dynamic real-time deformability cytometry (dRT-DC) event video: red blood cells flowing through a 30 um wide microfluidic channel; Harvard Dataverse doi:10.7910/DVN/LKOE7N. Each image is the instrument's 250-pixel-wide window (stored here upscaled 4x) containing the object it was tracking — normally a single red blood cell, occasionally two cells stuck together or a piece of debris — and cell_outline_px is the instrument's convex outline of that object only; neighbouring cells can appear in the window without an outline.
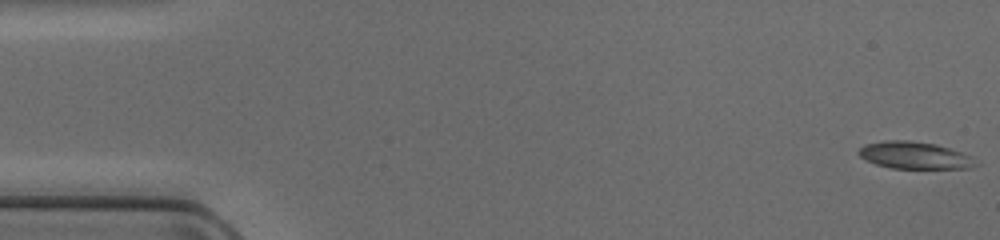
{"species": "common noctule bat (a hibernating species)", "species_latin": "Nyctalus noctula", "temperature_condition": "cold", "stored_images_in_passage": 48, "camera_frame_rate_fps": 3000, "um_per_image_px": 0.085, "animal": {"sex": "female", "body_mass_g": 17.0, "forearm_length_mm": 48.0}, "frame": {"image": 1, "passage_image": 1, "time_ms": 0.0, "image_size_px": [1000, 240], "cell_outline_px": [[980, 164], [968, 168], [892, 168], [876, 164], [860, 156], [856, 152], [864, 144], [884, 140], [908, 140], [936, 144], [972, 156]], "centroid_in_image_um": [77.74, 13.19], "position_along_channel_um": 7.3, "area_um2": 18.44}}
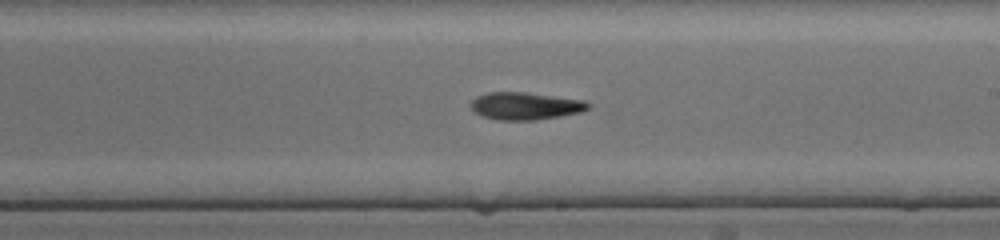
{"frame": {"image": 2, "passage_image": 28, "time_ms": 9.0, "image_size_px": [1000, 240], "cell_outline_px": [[592, 104], [588, 108], [580, 112], [560, 116], [536, 120], [500, 120], [480, 116], [472, 108], [472, 100], [476, 96], [488, 92], [524, 92], [584, 100]], "centroid_in_image_um": [44.65, 9.01], "position_along_channel_um": 244.3, "area_um2": 18.67}}
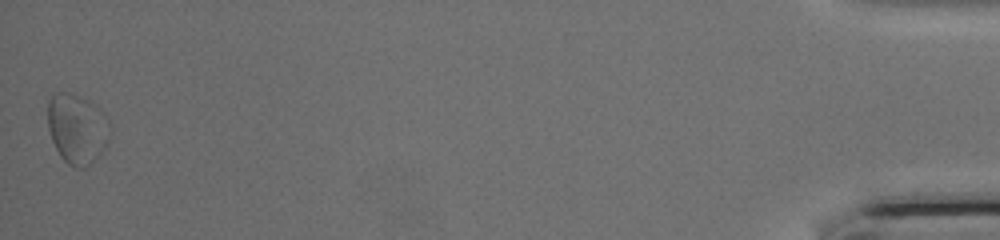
{"frame": {"image": 3, "passage_image": 48, "time_ms": 15.667, "image_size_px": [1000, 240], "cell_outline_px": [[108, 140], [104, 148], [84, 168], [76, 168], [68, 164], [60, 156], [52, 140], [48, 128], [48, 100], [56, 92], [68, 92], [88, 100], [96, 104], [100, 112], [108, 136]], "centroid_in_image_um": [6.46, 10.93], "position_along_channel_um": 428.7, "area_um2": 24.39}}